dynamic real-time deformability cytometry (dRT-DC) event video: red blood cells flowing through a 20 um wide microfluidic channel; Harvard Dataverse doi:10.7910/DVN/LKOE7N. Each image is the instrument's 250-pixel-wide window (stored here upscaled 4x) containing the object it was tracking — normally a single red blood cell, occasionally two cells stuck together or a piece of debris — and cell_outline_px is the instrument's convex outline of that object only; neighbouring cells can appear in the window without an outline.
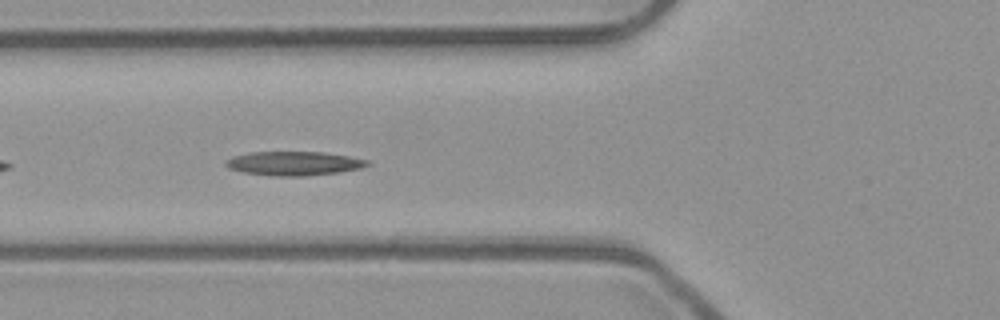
{"species": "common noctule bat (a hibernating species)", "species_latin": "Nyctalus noctula", "temperature_condition": "room temperature", "stored_images_in_passage": 31, "camera_frame_rate_fps": 3000, "um_per_image_px": 0.085, "animal": {"sex": "male", "body_mass_g": 23.1, "forearm_length_mm": 52.7}, "frame": {"image": 1, "passage_image": 5, "time_ms": 1.333, "image_size_px": [1000, 320], "cell_outline_px": [[372, 164], [360, 168], [340, 172], [304, 176], [272, 176], [244, 172], [228, 168], [224, 164], [224, 160], [232, 156], [248, 152], [324, 152], [348, 156], [368, 160]], "centroid_in_image_um": [24.95, 13.89], "position_along_channel_um": 100.8, "area_um2": 19.94}}
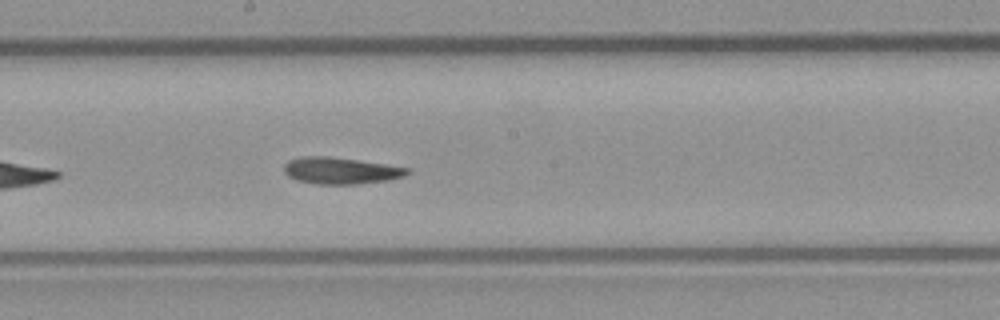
{"frame": {"image": 2, "passage_image": 14, "time_ms": 4.333, "image_size_px": [1000, 320], "cell_outline_px": [[408, 172], [404, 176], [388, 180], [356, 184], [316, 184], [296, 180], [288, 176], [284, 172], [284, 164], [288, 160], [304, 156], [328, 156], [384, 164], [408, 168]], "centroid_in_image_um": [28.89, 14.51], "position_along_channel_um": 219.3, "area_um2": 18.96}}
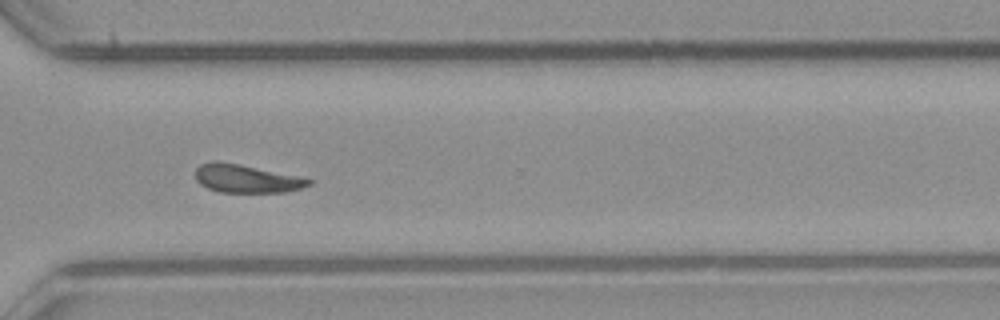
{"frame": {"image": 3, "passage_image": 24, "time_ms": 7.667, "image_size_px": [1000, 320], "cell_outline_px": [[312, 184], [300, 188], [284, 192], [220, 192], [208, 188], [200, 184], [196, 180], [196, 168], [200, 164], [212, 160], [216, 160], [240, 164], [312, 180]], "centroid_in_image_um": [20.86, 15.18], "position_along_channel_um": 349.7, "area_um2": 18.32}, "authors_computed_cell_mechanics": {"area_um2": 19.0162, "velocity_mm_per_s": 3.9259, "shape_relaxation_time_tau1_ms": null, "shape_relaxation_time_tau2_ms": 7.2556, "deformation_change_tau1": null, "deformation_change_tau2": 0.1613}}